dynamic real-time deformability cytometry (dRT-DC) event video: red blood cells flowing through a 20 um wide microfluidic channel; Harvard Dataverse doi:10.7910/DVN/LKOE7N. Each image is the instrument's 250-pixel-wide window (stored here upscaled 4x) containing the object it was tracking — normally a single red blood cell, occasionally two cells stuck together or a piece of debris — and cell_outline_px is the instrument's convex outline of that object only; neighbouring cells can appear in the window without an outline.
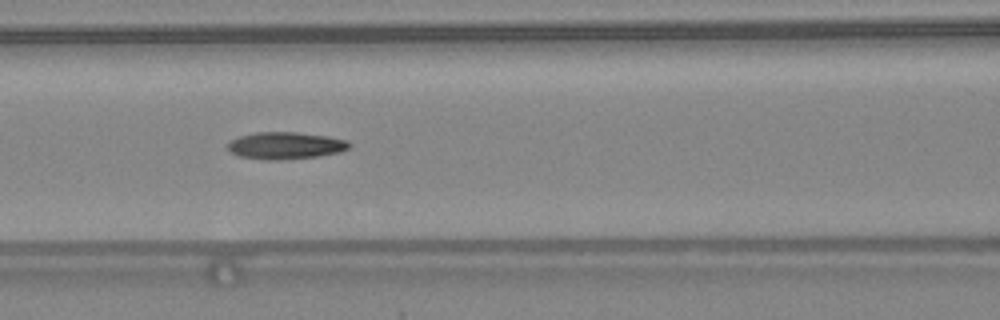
{"species": "common noctule bat (a hibernating species)", "species_latin": "Nyctalus noctula", "temperature_condition": "warm", "stored_images_in_passage": 47, "camera_frame_rate_fps": 3000, "um_per_image_px": 0.085, "animal": {"sex": "female", "body_mass_g": 24.6, "forearm_length_mm": 56.2}, "frame": {"image": 1, "passage_image": 21, "time_ms": 6.667, "image_size_px": [1000, 320], "cell_outline_px": [[352, 144], [348, 148], [340, 152], [320, 156], [280, 160], [268, 160], [240, 156], [232, 152], [228, 148], [228, 144], [232, 140], [240, 136], [256, 132], [296, 132], [328, 136], [348, 140]], "centroid_in_image_um": [24.32, 12.37], "position_along_channel_um": 142.3, "area_um2": 19.13}, "authors_computed_cell_mechanics": {"area_um2": 18.3804, "velocity_mm_per_s": 4.4089, "shape_relaxation_time_tau1_ms": null, "shape_relaxation_time_tau2_ms": 4.9445, "deformation_change_tau1": null, "deformation_change_tau2": 0.1513}}